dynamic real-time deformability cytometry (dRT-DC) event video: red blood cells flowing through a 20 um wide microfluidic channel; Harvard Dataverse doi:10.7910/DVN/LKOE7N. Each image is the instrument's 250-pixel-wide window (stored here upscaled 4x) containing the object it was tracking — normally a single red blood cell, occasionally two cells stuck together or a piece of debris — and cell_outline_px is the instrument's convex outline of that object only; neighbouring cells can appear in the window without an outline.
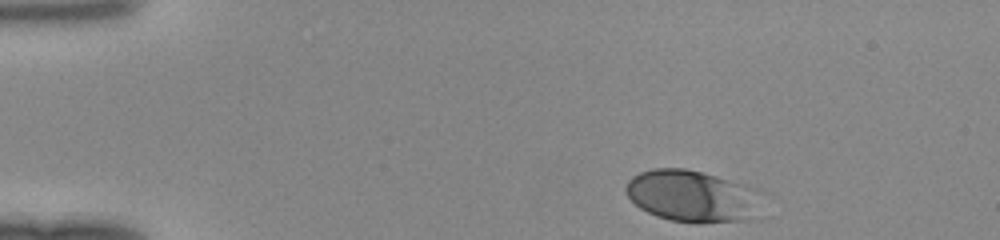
{"species": "human", "species_latin": "Homo sapiens", "temperature_condition": "room temperature", "stored_images_in_passage": 34, "camera_frame_rate_fps": 3000, "um_per_image_px": 0.085, "donor": {"sex": "female"}, "frame": {"image": 1, "passage_image": 1, "time_ms": 0.0, "image_size_px": [1000, 240], "cell_outline_px": [[772, 196], [764, 220], [672, 220], [656, 216], [640, 208], [628, 196], [624, 188], [628, 180], [632, 176], [640, 172], [652, 168], [684, 168], [716, 176], [744, 184], [768, 192]], "centroid_in_image_um": [59.14, 16.66], "position_along_channel_um": 25.9, "area_um2": 42.54}}
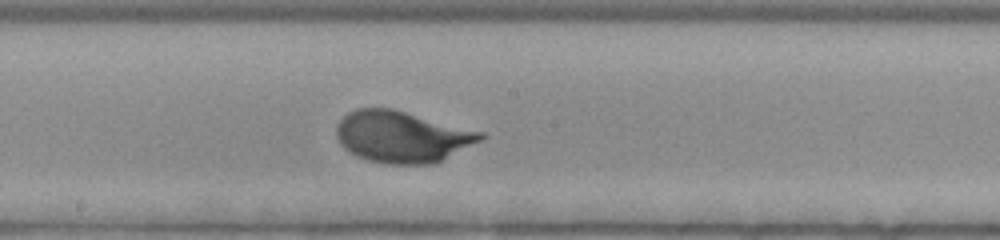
{"frame": {"image": 2, "passage_image": 20, "time_ms": 6.333, "image_size_px": [1000, 240], "cell_outline_px": [[484, 136], [480, 140], [436, 164], [384, 164], [368, 160], [356, 156], [344, 148], [340, 144], [336, 136], [336, 124], [348, 112], [356, 108], [392, 108], [484, 132]], "centroid_in_image_um": [34.14, 11.62], "position_along_channel_um": 214.1, "area_um2": 43.35}}
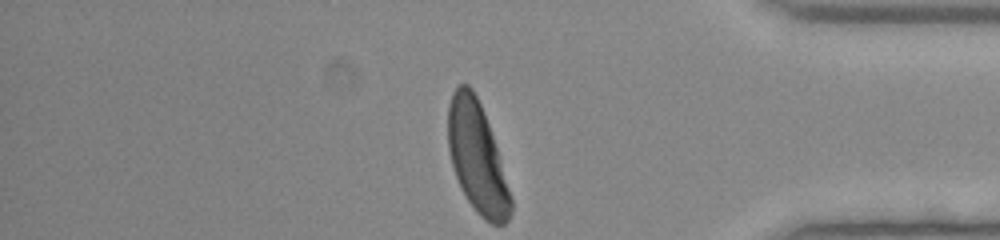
{"frame": {"image": 3, "passage_image": 34, "time_ms": 11.0, "image_size_px": [1000, 240], "cell_outline_px": [[512, 212], [508, 220], [504, 224], [492, 224], [484, 220], [476, 212], [468, 200], [456, 176], [452, 164], [448, 148], [448, 104], [452, 92], [460, 84], [468, 84], [472, 88], [480, 104], [488, 124], [500, 160], [512, 200]], "centroid_in_image_um": [40.54, 13.4], "position_along_channel_um": 394.7, "area_um2": 39.71}}